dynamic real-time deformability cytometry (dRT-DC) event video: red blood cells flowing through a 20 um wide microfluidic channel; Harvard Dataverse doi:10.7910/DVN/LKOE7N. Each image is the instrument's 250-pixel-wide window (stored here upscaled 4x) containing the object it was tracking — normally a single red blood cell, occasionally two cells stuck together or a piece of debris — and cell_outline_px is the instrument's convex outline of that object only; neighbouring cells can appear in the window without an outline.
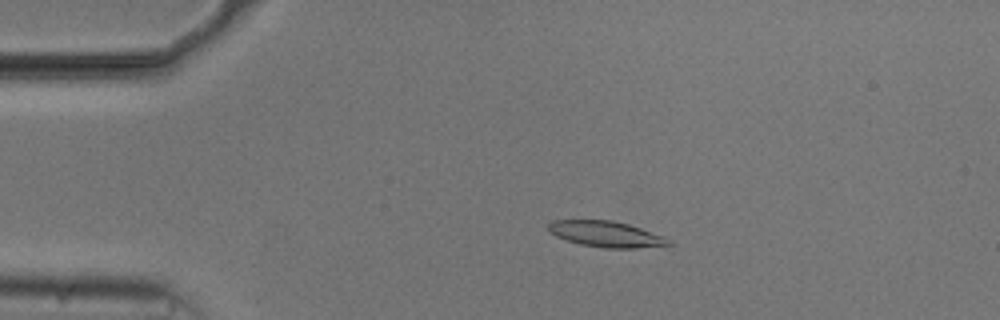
{"species": "common noctule bat (a hibernating species)", "species_latin": "Nyctalus noctula", "temperature_condition": "cold", "stored_images_in_passage": 54, "camera_frame_rate_fps": 3000, "um_per_image_px": 0.085, "animal": {"sex": "male", "body_mass_g": 20.5, "forearm_length_mm": 52.5}, "frame": {"image": 1, "passage_image": 11, "time_ms": 3.333, "image_size_px": [1000, 320], "cell_outline_px": [[672, 244], [636, 248], [604, 248], [580, 244], [556, 236], [548, 232], [548, 224], [552, 220], [612, 220], [628, 224], [664, 236]], "centroid_in_image_um": [51.47, 19.89], "position_along_channel_um": 33.5, "area_um2": 17.98}}
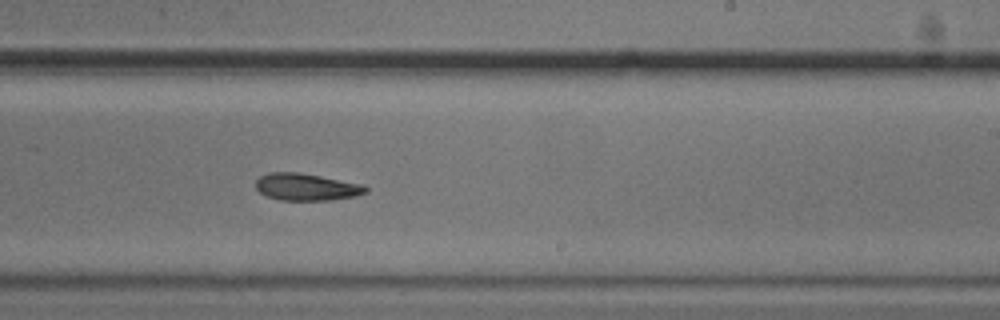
{"frame": {"image": 2, "passage_image": 33, "time_ms": 10.667, "image_size_px": [1000, 320], "cell_outline_px": [[368, 192], [356, 196], [332, 200], [280, 200], [268, 196], [260, 192], [256, 188], [256, 180], [260, 176], [268, 172], [300, 172], [364, 184], [368, 188]], "centroid_in_image_um": [26.08, 15.88], "position_along_channel_um": 262.9, "area_um2": 17.51}}
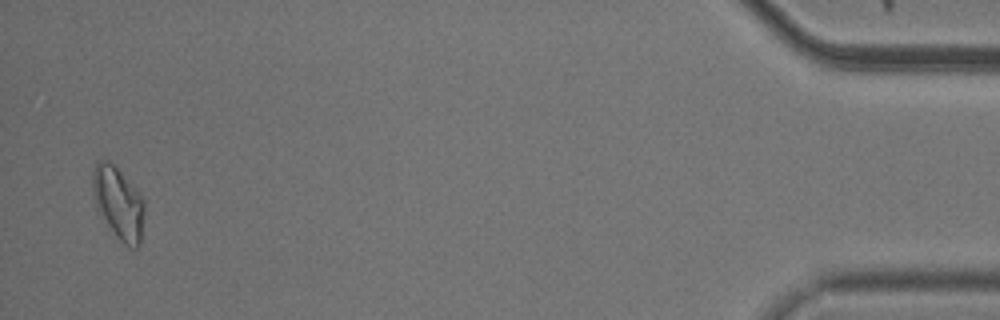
{"frame": {"image": 3, "passage_image": 53, "time_ms": 17.333, "image_size_px": [1000, 320], "cell_outline_px": [[144, 212], [140, 240], [136, 248], [132, 248], [124, 244], [116, 236], [96, 212], [92, 196], [92, 168], [96, 160], [108, 160], [116, 164], [140, 192], [144, 200]], "centroid_in_image_um": [10.01, 17.18], "position_along_channel_um": 425.2, "area_um2": 22.6}}